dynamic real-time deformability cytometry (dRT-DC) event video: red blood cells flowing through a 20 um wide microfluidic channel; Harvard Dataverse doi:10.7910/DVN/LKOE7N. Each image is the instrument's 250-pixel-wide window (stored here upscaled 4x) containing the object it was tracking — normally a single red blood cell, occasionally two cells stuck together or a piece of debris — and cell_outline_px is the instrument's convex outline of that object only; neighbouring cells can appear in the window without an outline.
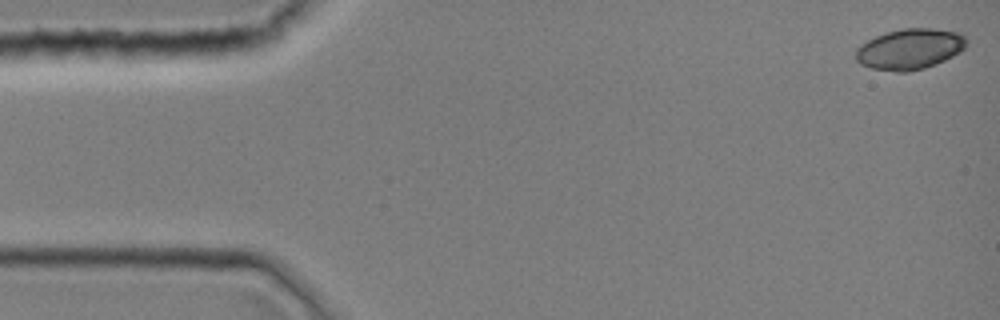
{"species": "common noctule bat (a hibernating species)", "species_latin": "Nyctalus noctula", "temperature_condition": "room temperature", "stored_images_in_passage": 44, "camera_frame_rate_fps": 3000, "um_per_image_px": 0.085, "animal": {"sex": "female", "body_mass_g": 19.0, "forearm_length_mm": 51.5}, "frame": {"image": 1, "passage_image": 1, "time_ms": 0.0, "image_size_px": [1000, 320], "cell_outline_px": [[968, 40], [964, 48], [960, 52], [944, 60], [924, 68], [908, 72], [896, 72], [872, 68], [860, 64], [856, 60], [856, 48], [860, 44], [876, 36], [888, 32], [904, 28], [932, 28], [960, 32]], "centroid_in_image_um": [77.33, 4.16], "position_along_channel_um": 7.7, "area_um2": 26.24}}
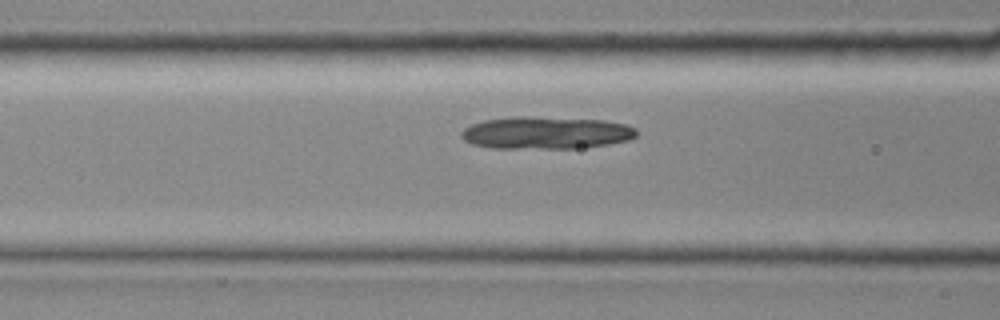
{"frame": {"image": 2, "passage_image": 17, "time_ms": 5.333, "image_size_px": [1000, 320], "cell_outline_px": [[636, 136], [628, 140], [608, 144], [576, 148], [492, 148], [472, 144], [464, 140], [460, 136], [460, 132], [464, 128], [472, 124], [484, 120], [516, 116], [532, 116], [604, 120], [624, 124], [636, 128]], "centroid_in_image_um": [46.37, 11.28], "position_along_channel_um": 120.2, "area_um2": 33.12}}
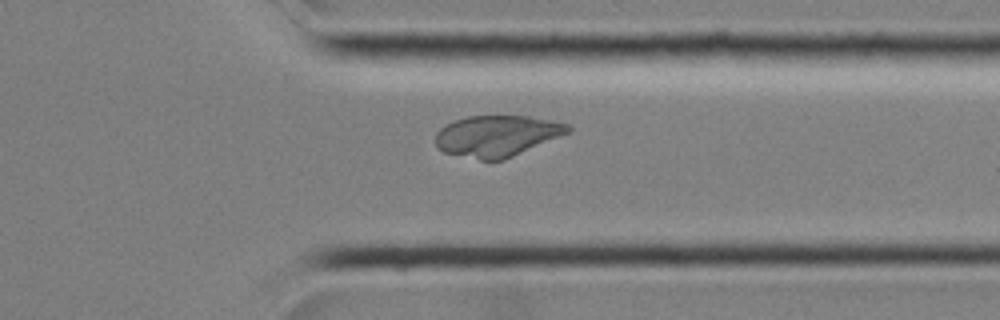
{"frame": {"image": 3, "passage_image": 34, "time_ms": 11.0, "image_size_px": [1000, 320], "cell_outline_px": [[572, 128], [568, 132], [504, 160], [480, 160], [444, 152], [436, 148], [436, 132], [440, 128], [456, 120], [468, 116], [528, 116], [552, 120], [568, 124]], "centroid_in_image_um": [42.21, 11.55], "position_along_channel_um": 369.2, "area_um2": 31.44}}